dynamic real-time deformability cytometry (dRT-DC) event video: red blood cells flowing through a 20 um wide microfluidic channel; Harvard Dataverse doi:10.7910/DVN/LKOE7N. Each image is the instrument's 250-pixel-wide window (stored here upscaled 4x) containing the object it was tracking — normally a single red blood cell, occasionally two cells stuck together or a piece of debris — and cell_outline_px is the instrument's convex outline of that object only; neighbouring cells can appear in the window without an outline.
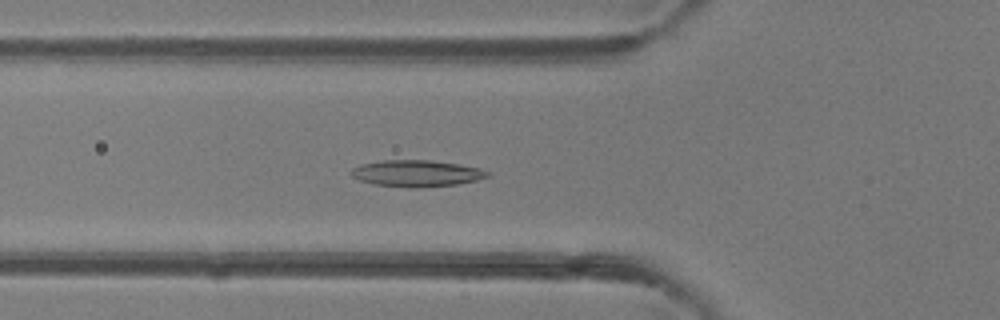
{"species": "common noctule bat (a hibernating species)", "species_latin": "Nyctalus noctula", "temperature_condition": "room temperature", "stored_images_in_passage": 46, "camera_frame_rate_fps": 3000, "um_per_image_px": 0.085, "animal": {"sex": "female"}, "frame": {"image": 1, "passage_image": 16, "time_ms": 5.0, "image_size_px": [1000, 320], "cell_outline_px": [[492, 172], [488, 176], [476, 180], [456, 184], [420, 188], [416, 188], [372, 184], [360, 180], [352, 176], [348, 172], [352, 168], [360, 164], [384, 160], [428, 160], [456, 164], [480, 168]], "centroid_in_image_um": [35.38, 14.74], "position_along_channel_um": 90.4, "area_um2": 21.04}}
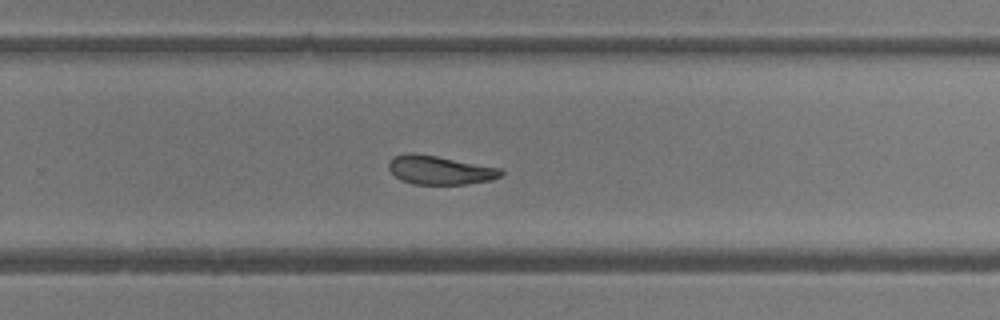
{"frame": {"image": 2, "passage_image": 30, "time_ms": 9.667, "image_size_px": [1000, 320], "cell_outline_px": [[504, 172], [500, 176], [492, 180], [464, 184], [412, 184], [400, 180], [388, 168], [388, 160], [396, 156], [408, 152], [412, 152], [436, 156], [500, 168]], "centroid_in_image_um": [37.35, 14.46], "position_along_channel_um": 292.4, "area_um2": 18.73}}
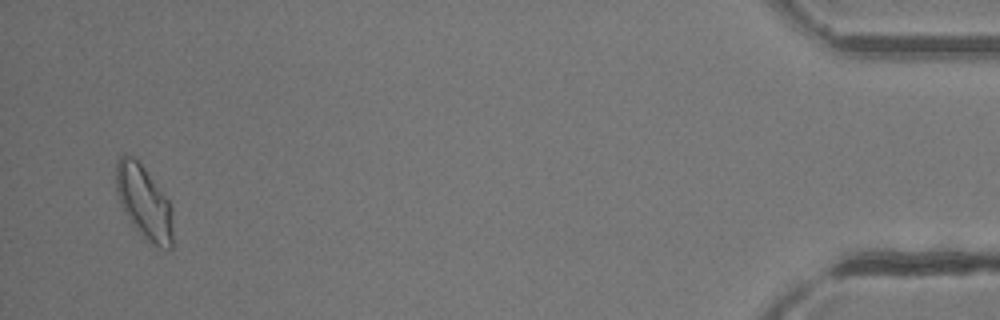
{"frame": {"image": 3, "passage_image": 45, "time_ms": 14.667, "image_size_px": [1000, 320], "cell_outline_px": [[172, 248], [160, 248], [144, 240], [132, 224], [120, 204], [116, 192], [116, 160], [124, 152], [132, 156], [144, 168], [168, 200], [172, 208]], "centroid_in_image_um": [12.22, 17.2], "position_along_channel_um": 423.0, "area_um2": 24.33}}